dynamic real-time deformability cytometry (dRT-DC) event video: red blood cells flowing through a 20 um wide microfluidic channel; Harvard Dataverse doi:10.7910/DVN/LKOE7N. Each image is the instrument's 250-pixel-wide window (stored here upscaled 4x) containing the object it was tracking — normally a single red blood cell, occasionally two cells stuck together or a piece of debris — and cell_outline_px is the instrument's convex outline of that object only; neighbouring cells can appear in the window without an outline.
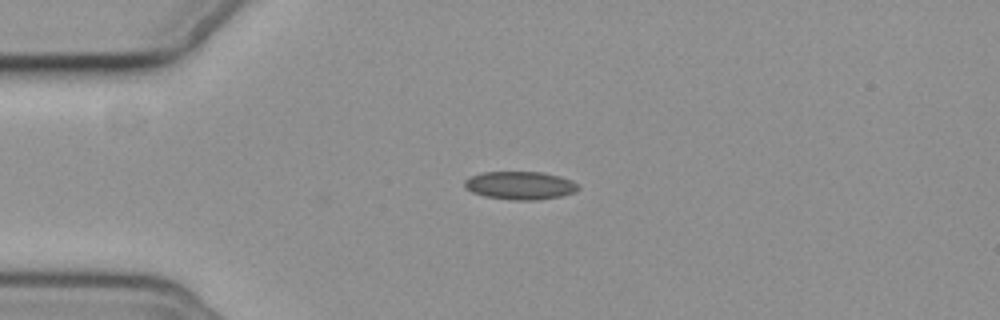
{"species": "common noctule bat (a hibernating species)", "species_latin": "Nyctalus noctula", "temperature_condition": "cold", "stored_images_in_passage": 3, "camera_frame_rate_fps": 3000, "um_per_image_px": 0.085, "animal": {"sex": "female", "body_mass_g": 19.3, "forearm_length_mm": 54.1}, "frame": {"image": 1, "passage_image": 2, "time_ms": 1.333, "image_size_px": [1000, 320], "cell_outline_px": [[580, 188], [576, 192], [560, 196], [536, 200], [512, 200], [488, 196], [472, 192], [464, 184], [464, 180], [468, 176], [484, 172], [544, 172], [560, 176], [572, 180]], "centroid_in_image_um": [44.23, 15.75], "position_along_channel_um": 40.8, "area_um2": 18.55}}